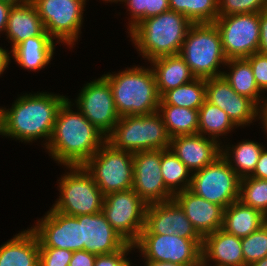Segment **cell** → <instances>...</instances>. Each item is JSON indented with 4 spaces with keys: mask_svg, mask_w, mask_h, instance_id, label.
<instances>
[{
    "mask_svg": "<svg viewBox=\"0 0 267 266\" xmlns=\"http://www.w3.org/2000/svg\"><path fill=\"white\" fill-rule=\"evenodd\" d=\"M67 98L58 109L51 138L45 146L59 164L83 166L106 141V136L91 124Z\"/></svg>",
    "mask_w": 267,
    "mask_h": 266,
    "instance_id": "cell-1",
    "label": "cell"
},
{
    "mask_svg": "<svg viewBox=\"0 0 267 266\" xmlns=\"http://www.w3.org/2000/svg\"><path fill=\"white\" fill-rule=\"evenodd\" d=\"M67 97L47 92L19 96L11 108H1V135L24 143L45 139L47 146L58 109Z\"/></svg>",
    "mask_w": 267,
    "mask_h": 266,
    "instance_id": "cell-2",
    "label": "cell"
},
{
    "mask_svg": "<svg viewBox=\"0 0 267 266\" xmlns=\"http://www.w3.org/2000/svg\"><path fill=\"white\" fill-rule=\"evenodd\" d=\"M192 24L182 13L168 10L141 21L130 32V40L143 59L150 62L179 54Z\"/></svg>",
    "mask_w": 267,
    "mask_h": 266,
    "instance_id": "cell-3",
    "label": "cell"
},
{
    "mask_svg": "<svg viewBox=\"0 0 267 266\" xmlns=\"http://www.w3.org/2000/svg\"><path fill=\"white\" fill-rule=\"evenodd\" d=\"M110 84L117 114L148 115L159 109V95L152 68L139 65L102 75Z\"/></svg>",
    "mask_w": 267,
    "mask_h": 266,
    "instance_id": "cell-4",
    "label": "cell"
},
{
    "mask_svg": "<svg viewBox=\"0 0 267 266\" xmlns=\"http://www.w3.org/2000/svg\"><path fill=\"white\" fill-rule=\"evenodd\" d=\"M106 141L119 150L131 153L167 150L171 137L157 111L148 115L121 116Z\"/></svg>",
    "mask_w": 267,
    "mask_h": 266,
    "instance_id": "cell-5",
    "label": "cell"
},
{
    "mask_svg": "<svg viewBox=\"0 0 267 266\" xmlns=\"http://www.w3.org/2000/svg\"><path fill=\"white\" fill-rule=\"evenodd\" d=\"M179 55L190 67L196 78H213L223 75L218 70L225 66L220 32L215 23H193L183 41Z\"/></svg>",
    "mask_w": 267,
    "mask_h": 266,
    "instance_id": "cell-6",
    "label": "cell"
},
{
    "mask_svg": "<svg viewBox=\"0 0 267 266\" xmlns=\"http://www.w3.org/2000/svg\"><path fill=\"white\" fill-rule=\"evenodd\" d=\"M70 172L58 180L59 198L52 209L68 216L102 212L105 195L84 166H67Z\"/></svg>",
    "mask_w": 267,
    "mask_h": 266,
    "instance_id": "cell-7",
    "label": "cell"
},
{
    "mask_svg": "<svg viewBox=\"0 0 267 266\" xmlns=\"http://www.w3.org/2000/svg\"><path fill=\"white\" fill-rule=\"evenodd\" d=\"M83 166L104 195L133 188V153L107 141Z\"/></svg>",
    "mask_w": 267,
    "mask_h": 266,
    "instance_id": "cell-8",
    "label": "cell"
},
{
    "mask_svg": "<svg viewBox=\"0 0 267 266\" xmlns=\"http://www.w3.org/2000/svg\"><path fill=\"white\" fill-rule=\"evenodd\" d=\"M45 31L57 41L73 47L80 37L86 0H31Z\"/></svg>",
    "mask_w": 267,
    "mask_h": 266,
    "instance_id": "cell-9",
    "label": "cell"
},
{
    "mask_svg": "<svg viewBox=\"0 0 267 266\" xmlns=\"http://www.w3.org/2000/svg\"><path fill=\"white\" fill-rule=\"evenodd\" d=\"M241 178L219 156L213 163L192 173L189 190L224 209L239 199Z\"/></svg>",
    "mask_w": 267,
    "mask_h": 266,
    "instance_id": "cell-10",
    "label": "cell"
},
{
    "mask_svg": "<svg viewBox=\"0 0 267 266\" xmlns=\"http://www.w3.org/2000/svg\"><path fill=\"white\" fill-rule=\"evenodd\" d=\"M203 239H185L176 234H140L133 244L144 260L172 262L182 266L202 264Z\"/></svg>",
    "mask_w": 267,
    "mask_h": 266,
    "instance_id": "cell-11",
    "label": "cell"
},
{
    "mask_svg": "<svg viewBox=\"0 0 267 266\" xmlns=\"http://www.w3.org/2000/svg\"><path fill=\"white\" fill-rule=\"evenodd\" d=\"M146 208L147 204L129 189L105 195L102 213L121 238L134 244L145 227Z\"/></svg>",
    "mask_w": 267,
    "mask_h": 266,
    "instance_id": "cell-12",
    "label": "cell"
},
{
    "mask_svg": "<svg viewBox=\"0 0 267 266\" xmlns=\"http://www.w3.org/2000/svg\"><path fill=\"white\" fill-rule=\"evenodd\" d=\"M214 23L220 32L227 59L247 58L258 52L259 13L218 16Z\"/></svg>",
    "mask_w": 267,
    "mask_h": 266,
    "instance_id": "cell-13",
    "label": "cell"
},
{
    "mask_svg": "<svg viewBox=\"0 0 267 266\" xmlns=\"http://www.w3.org/2000/svg\"><path fill=\"white\" fill-rule=\"evenodd\" d=\"M84 117L106 137L113 131L120 116L109 82L101 76L82 87L75 100Z\"/></svg>",
    "mask_w": 267,
    "mask_h": 266,
    "instance_id": "cell-14",
    "label": "cell"
},
{
    "mask_svg": "<svg viewBox=\"0 0 267 266\" xmlns=\"http://www.w3.org/2000/svg\"><path fill=\"white\" fill-rule=\"evenodd\" d=\"M161 150L133 153V190L148 205L173 199L161 172Z\"/></svg>",
    "mask_w": 267,
    "mask_h": 266,
    "instance_id": "cell-15",
    "label": "cell"
},
{
    "mask_svg": "<svg viewBox=\"0 0 267 266\" xmlns=\"http://www.w3.org/2000/svg\"><path fill=\"white\" fill-rule=\"evenodd\" d=\"M39 240V248L81 250V225L74 216L50 210L30 227Z\"/></svg>",
    "mask_w": 267,
    "mask_h": 266,
    "instance_id": "cell-16",
    "label": "cell"
},
{
    "mask_svg": "<svg viewBox=\"0 0 267 266\" xmlns=\"http://www.w3.org/2000/svg\"><path fill=\"white\" fill-rule=\"evenodd\" d=\"M206 101L225 111L237 127L259 120V107L248 97L238 94L224 78L206 79Z\"/></svg>",
    "mask_w": 267,
    "mask_h": 266,
    "instance_id": "cell-17",
    "label": "cell"
},
{
    "mask_svg": "<svg viewBox=\"0 0 267 266\" xmlns=\"http://www.w3.org/2000/svg\"><path fill=\"white\" fill-rule=\"evenodd\" d=\"M140 234H176L185 239H203L174 199L147 205L145 227Z\"/></svg>",
    "mask_w": 267,
    "mask_h": 266,
    "instance_id": "cell-18",
    "label": "cell"
},
{
    "mask_svg": "<svg viewBox=\"0 0 267 266\" xmlns=\"http://www.w3.org/2000/svg\"><path fill=\"white\" fill-rule=\"evenodd\" d=\"M76 218L81 225V250L96 255L110 254L127 243L116 233L102 212L79 215Z\"/></svg>",
    "mask_w": 267,
    "mask_h": 266,
    "instance_id": "cell-19",
    "label": "cell"
},
{
    "mask_svg": "<svg viewBox=\"0 0 267 266\" xmlns=\"http://www.w3.org/2000/svg\"><path fill=\"white\" fill-rule=\"evenodd\" d=\"M169 149L194 173L221 156V144L201 134L171 138Z\"/></svg>",
    "mask_w": 267,
    "mask_h": 266,
    "instance_id": "cell-20",
    "label": "cell"
},
{
    "mask_svg": "<svg viewBox=\"0 0 267 266\" xmlns=\"http://www.w3.org/2000/svg\"><path fill=\"white\" fill-rule=\"evenodd\" d=\"M173 199L202 237L222 228L224 214L222 206L205 200L189 189L175 194Z\"/></svg>",
    "mask_w": 267,
    "mask_h": 266,
    "instance_id": "cell-21",
    "label": "cell"
},
{
    "mask_svg": "<svg viewBox=\"0 0 267 266\" xmlns=\"http://www.w3.org/2000/svg\"><path fill=\"white\" fill-rule=\"evenodd\" d=\"M201 251L204 266H244L241 238L223 229L203 237Z\"/></svg>",
    "mask_w": 267,
    "mask_h": 266,
    "instance_id": "cell-22",
    "label": "cell"
},
{
    "mask_svg": "<svg viewBox=\"0 0 267 266\" xmlns=\"http://www.w3.org/2000/svg\"><path fill=\"white\" fill-rule=\"evenodd\" d=\"M5 32L12 45L11 51L27 38L45 32L44 24L31 0L12 6Z\"/></svg>",
    "mask_w": 267,
    "mask_h": 266,
    "instance_id": "cell-23",
    "label": "cell"
},
{
    "mask_svg": "<svg viewBox=\"0 0 267 266\" xmlns=\"http://www.w3.org/2000/svg\"><path fill=\"white\" fill-rule=\"evenodd\" d=\"M0 266H39V240L31 228L0 246Z\"/></svg>",
    "mask_w": 267,
    "mask_h": 266,
    "instance_id": "cell-24",
    "label": "cell"
},
{
    "mask_svg": "<svg viewBox=\"0 0 267 266\" xmlns=\"http://www.w3.org/2000/svg\"><path fill=\"white\" fill-rule=\"evenodd\" d=\"M53 40L45 31L40 36L27 38L10 52L18 65L36 72L50 63L57 46Z\"/></svg>",
    "mask_w": 267,
    "mask_h": 266,
    "instance_id": "cell-25",
    "label": "cell"
},
{
    "mask_svg": "<svg viewBox=\"0 0 267 266\" xmlns=\"http://www.w3.org/2000/svg\"><path fill=\"white\" fill-rule=\"evenodd\" d=\"M149 63L153 66L151 68L161 97L167 91L191 82L196 78L179 54L156 58Z\"/></svg>",
    "mask_w": 267,
    "mask_h": 266,
    "instance_id": "cell-26",
    "label": "cell"
},
{
    "mask_svg": "<svg viewBox=\"0 0 267 266\" xmlns=\"http://www.w3.org/2000/svg\"><path fill=\"white\" fill-rule=\"evenodd\" d=\"M267 222L260 210L242 204L239 200L224 209L222 228L225 232L243 238Z\"/></svg>",
    "mask_w": 267,
    "mask_h": 266,
    "instance_id": "cell-27",
    "label": "cell"
},
{
    "mask_svg": "<svg viewBox=\"0 0 267 266\" xmlns=\"http://www.w3.org/2000/svg\"><path fill=\"white\" fill-rule=\"evenodd\" d=\"M262 144L251 140L240 141L237 145H221V156L242 179L251 176L260 158Z\"/></svg>",
    "mask_w": 267,
    "mask_h": 266,
    "instance_id": "cell-28",
    "label": "cell"
},
{
    "mask_svg": "<svg viewBox=\"0 0 267 266\" xmlns=\"http://www.w3.org/2000/svg\"><path fill=\"white\" fill-rule=\"evenodd\" d=\"M230 72H223L224 78L229 82L231 87L240 95L251 99L258 107L261 100L260 89L256 85L254 74L249 61L246 58L228 59L225 67Z\"/></svg>",
    "mask_w": 267,
    "mask_h": 266,
    "instance_id": "cell-29",
    "label": "cell"
},
{
    "mask_svg": "<svg viewBox=\"0 0 267 266\" xmlns=\"http://www.w3.org/2000/svg\"><path fill=\"white\" fill-rule=\"evenodd\" d=\"M167 132L171 138L179 135L198 134V110L173 105H159Z\"/></svg>",
    "mask_w": 267,
    "mask_h": 266,
    "instance_id": "cell-30",
    "label": "cell"
},
{
    "mask_svg": "<svg viewBox=\"0 0 267 266\" xmlns=\"http://www.w3.org/2000/svg\"><path fill=\"white\" fill-rule=\"evenodd\" d=\"M199 126L198 134L211 138L222 145L220 136H225L237 126L228 117L227 113L218 106H215L208 101H204L203 105L198 110Z\"/></svg>",
    "mask_w": 267,
    "mask_h": 266,
    "instance_id": "cell-31",
    "label": "cell"
},
{
    "mask_svg": "<svg viewBox=\"0 0 267 266\" xmlns=\"http://www.w3.org/2000/svg\"><path fill=\"white\" fill-rule=\"evenodd\" d=\"M160 167L166 189L173 196L189 189L192 172L170 149L161 150Z\"/></svg>",
    "mask_w": 267,
    "mask_h": 266,
    "instance_id": "cell-32",
    "label": "cell"
},
{
    "mask_svg": "<svg viewBox=\"0 0 267 266\" xmlns=\"http://www.w3.org/2000/svg\"><path fill=\"white\" fill-rule=\"evenodd\" d=\"M206 79L195 78L175 89L167 91L159 105H173L199 110L206 100Z\"/></svg>",
    "mask_w": 267,
    "mask_h": 266,
    "instance_id": "cell-33",
    "label": "cell"
},
{
    "mask_svg": "<svg viewBox=\"0 0 267 266\" xmlns=\"http://www.w3.org/2000/svg\"><path fill=\"white\" fill-rule=\"evenodd\" d=\"M172 11L182 13L192 23H214L219 16L218 0H168Z\"/></svg>",
    "mask_w": 267,
    "mask_h": 266,
    "instance_id": "cell-34",
    "label": "cell"
},
{
    "mask_svg": "<svg viewBox=\"0 0 267 266\" xmlns=\"http://www.w3.org/2000/svg\"><path fill=\"white\" fill-rule=\"evenodd\" d=\"M238 200L246 206L260 210L267 216V180L251 176L242 178Z\"/></svg>",
    "mask_w": 267,
    "mask_h": 266,
    "instance_id": "cell-35",
    "label": "cell"
},
{
    "mask_svg": "<svg viewBox=\"0 0 267 266\" xmlns=\"http://www.w3.org/2000/svg\"><path fill=\"white\" fill-rule=\"evenodd\" d=\"M244 266L267 256V222L252 232L250 235L241 238Z\"/></svg>",
    "mask_w": 267,
    "mask_h": 266,
    "instance_id": "cell-36",
    "label": "cell"
},
{
    "mask_svg": "<svg viewBox=\"0 0 267 266\" xmlns=\"http://www.w3.org/2000/svg\"><path fill=\"white\" fill-rule=\"evenodd\" d=\"M219 16L267 11V0H218Z\"/></svg>",
    "mask_w": 267,
    "mask_h": 266,
    "instance_id": "cell-37",
    "label": "cell"
},
{
    "mask_svg": "<svg viewBox=\"0 0 267 266\" xmlns=\"http://www.w3.org/2000/svg\"><path fill=\"white\" fill-rule=\"evenodd\" d=\"M73 251L59 248H39V266H69Z\"/></svg>",
    "mask_w": 267,
    "mask_h": 266,
    "instance_id": "cell-38",
    "label": "cell"
},
{
    "mask_svg": "<svg viewBox=\"0 0 267 266\" xmlns=\"http://www.w3.org/2000/svg\"><path fill=\"white\" fill-rule=\"evenodd\" d=\"M132 250H135L134 245L126 243L116 252L96 255L94 266H131L132 263L127 256Z\"/></svg>",
    "mask_w": 267,
    "mask_h": 266,
    "instance_id": "cell-39",
    "label": "cell"
},
{
    "mask_svg": "<svg viewBox=\"0 0 267 266\" xmlns=\"http://www.w3.org/2000/svg\"><path fill=\"white\" fill-rule=\"evenodd\" d=\"M252 68L256 85L262 93L267 91V54L256 52L246 58Z\"/></svg>",
    "mask_w": 267,
    "mask_h": 266,
    "instance_id": "cell-40",
    "label": "cell"
},
{
    "mask_svg": "<svg viewBox=\"0 0 267 266\" xmlns=\"http://www.w3.org/2000/svg\"><path fill=\"white\" fill-rule=\"evenodd\" d=\"M124 3L128 7L130 14L128 34L143 20L146 19V8H148V0H126Z\"/></svg>",
    "mask_w": 267,
    "mask_h": 266,
    "instance_id": "cell-41",
    "label": "cell"
},
{
    "mask_svg": "<svg viewBox=\"0 0 267 266\" xmlns=\"http://www.w3.org/2000/svg\"><path fill=\"white\" fill-rule=\"evenodd\" d=\"M96 254L86 250L73 251L69 266H94Z\"/></svg>",
    "mask_w": 267,
    "mask_h": 266,
    "instance_id": "cell-42",
    "label": "cell"
},
{
    "mask_svg": "<svg viewBox=\"0 0 267 266\" xmlns=\"http://www.w3.org/2000/svg\"><path fill=\"white\" fill-rule=\"evenodd\" d=\"M260 38L258 52L267 54V11L259 13Z\"/></svg>",
    "mask_w": 267,
    "mask_h": 266,
    "instance_id": "cell-43",
    "label": "cell"
},
{
    "mask_svg": "<svg viewBox=\"0 0 267 266\" xmlns=\"http://www.w3.org/2000/svg\"><path fill=\"white\" fill-rule=\"evenodd\" d=\"M170 10L168 0H148V8H146V19L157 16Z\"/></svg>",
    "mask_w": 267,
    "mask_h": 266,
    "instance_id": "cell-44",
    "label": "cell"
},
{
    "mask_svg": "<svg viewBox=\"0 0 267 266\" xmlns=\"http://www.w3.org/2000/svg\"><path fill=\"white\" fill-rule=\"evenodd\" d=\"M251 177L267 180V149L264 148Z\"/></svg>",
    "mask_w": 267,
    "mask_h": 266,
    "instance_id": "cell-45",
    "label": "cell"
},
{
    "mask_svg": "<svg viewBox=\"0 0 267 266\" xmlns=\"http://www.w3.org/2000/svg\"><path fill=\"white\" fill-rule=\"evenodd\" d=\"M12 8V5L0 1V32L5 33L7 22L9 18L10 9ZM0 33V34H1Z\"/></svg>",
    "mask_w": 267,
    "mask_h": 266,
    "instance_id": "cell-46",
    "label": "cell"
},
{
    "mask_svg": "<svg viewBox=\"0 0 267 266\" xmlns=\"http://www.w3.org/2000/svg\"><path fill=\"white\" fill-rule=\"evenodd\" d=\"M10 58V52L0 47V75L3 74L5 69H7L8 65L10 64Z\"/></svg>",
    "mask_w": 267,
    "mask_h": 266,
    "instance_id": "cell-47",
    "label": "cell"
},
{
    "mask_svg": "<svg viewBox=\"0 0 267 266\" xmlns=\"http://www.w3.org/2000/svg\"><path fill=\"white\" fill-rule=\"evenodd\" d=\"M262 98V104L259 107V120L261 119L262 128H264L265 133H267V98ZM267 136V135H266Z\"/></svg>",
    "mask_w": 267,
    "mask_h": 266,
    "instance_id": "cell-48",
    "label": "cell"
},
{
    "mask_svg": "<svg viewBox=\"0 0 267 266\" xmlns=\"http://www.w3.org/2000/svg\"><path fill=\"white\" fill-rule=\"evenodd\" d=\"M145 266H182L177 263H172V262H158L154 260H146L145 261Z\"/></svg>",
    "mask_w": 267,
    "mask_h": 266,
    "instance_id": "cell-49",
    "label": "cell"
},
{
    "mask_svg": "<svg viewBox=\"0 0 267 266\" xmlns=\"http://www.w3.org/2000/svg\"><path fill=\"white\" fill-rule=\"evenodd\" d=\"M0 1L8 3V4L13 6V5H18V4H21V3L28 2L29 0H0Z\"/></svg>",
    "mask_w": 267,
    "mask_h": 266,
    "instance_id": "cell-50",
    "label": "cell"
},
{
    "mask_svg": "<svg viewBox=\"0 0 267 266\" xmlns=\"http://www.w3.org/2000/svg\"><path fill=\"white\" fill-rule=\"evenodd\" d=\"M249 266H267V256L262 258V259H260L257 262L252 263Z\"/></svg>",
    "mask_w": 267,
    "mask_h": 266,
    "instance_id": "cell-51",
    "label": "cell"
},
{
    "mask_svg": "<svg viewBox=\"0 0 267 266\" xmlns=\"http://www.w3.org/2000/svg\"><path fill=\"white\" fill-rule=\"evenodd\" d=\"M103 1L108 2V3H109V2H112V3H113V2H114V3H115V2H116V3H118V2H122V3H123V2H125L126 0H103Z\"/></svg>",
    "mask_w": 267,
    "mask_h": 266,
    "instance_id": "cell-52",
    "label": "cell"
},
{
    "mask_svg": "<svg viewBox=\"0 0 267 266\" xmlns=\"http://www.w3.org/2000/svg\"><path fill=\"white\" fill-rule=\"evenodd\" d=\"M0 135H1V108H0Z\"/></svg>",
    "mask_w": 267,
    "mask_h": 266,
    "instance_id": "cell-53",
    "label": "cell"
}]
</instances>
